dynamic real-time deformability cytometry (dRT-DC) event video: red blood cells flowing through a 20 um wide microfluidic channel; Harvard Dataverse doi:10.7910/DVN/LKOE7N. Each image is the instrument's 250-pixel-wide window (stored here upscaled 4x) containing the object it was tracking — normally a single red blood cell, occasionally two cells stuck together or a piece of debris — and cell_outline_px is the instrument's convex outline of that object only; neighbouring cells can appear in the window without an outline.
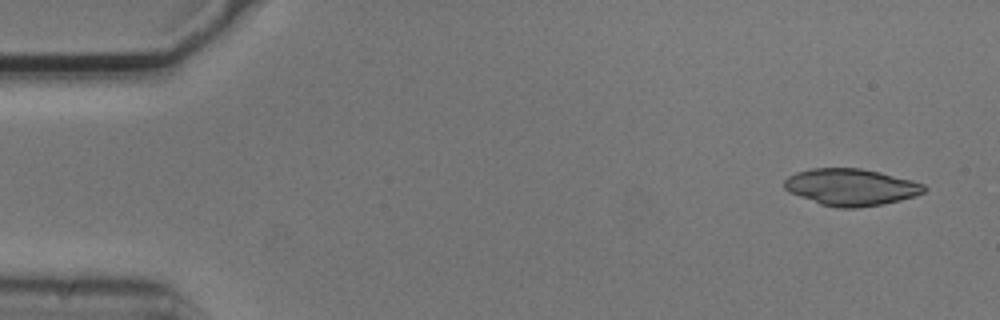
{"species": "common noctule bat (a hibernating species)", "species_latin": "Nyctalus noctula", "temperature_condition": "cold", "stored_images_in_passage": 5, "camera_frame_rate_fps": 3000, "um_per_image_px": 0.085, "animal": {"sex": "male", "body_mass_g": 20.5, "forearm_length_mm": 52.5}, "frame": {"image": 1, "passage_image": 1, "time_ms": 0.0, "image_size_px": [1000, 320], "cell_outline_px": [[928, 188], [924, 192], [916, 196], [884, 204], [856, 208], [836, 208], [820, 204], [788, 192], [784, 188], [784, 180], [788, 176], [796, 172], [812, 168], [860, 168], [880, 172], [912, 180], [924, 184]], "centroid_in_image_um": [72.33, 15.91], "position_along_channel_um": 12.7, "area_um2": 30.23}}